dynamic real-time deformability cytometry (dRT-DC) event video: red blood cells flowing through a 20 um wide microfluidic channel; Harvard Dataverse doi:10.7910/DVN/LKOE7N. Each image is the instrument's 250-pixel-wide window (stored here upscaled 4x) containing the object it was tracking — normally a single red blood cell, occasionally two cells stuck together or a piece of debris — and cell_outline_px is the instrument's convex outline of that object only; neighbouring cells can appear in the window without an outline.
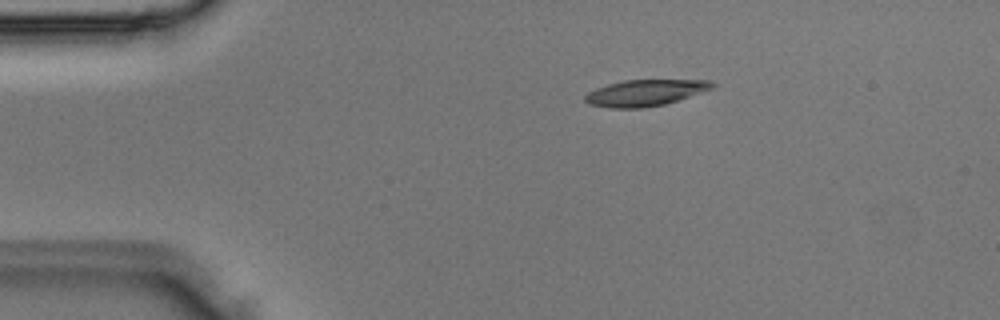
{"species": "Egyptian fruit bat (a non-hibernating species)", "species_latin": "Rousettus aegyptiacus", "temperature_condition": "room temperature", "stored_images_in_passage": 3, "camera_frame_rate_fps": 3000, "um_per_image_px": 0.085, "animal": {"sex": "male"}, "frame": {"image": 1, "passage_image": 3, "time_ms": 0.667, "image_size_px": [1000, 320], "cell_outline_px": [[716, 88], [664, 104], [644, 108], [612, 108], [588, 104], [584, 100], [584, 96], [588, 92], [596, 88], [608, 84], [624, 80], [708, 80], [716, 84]], "centroid_in_image_um": [54.85, 7.89], "position_along_channel_um": 30.2, "area_um2": 19.54}}